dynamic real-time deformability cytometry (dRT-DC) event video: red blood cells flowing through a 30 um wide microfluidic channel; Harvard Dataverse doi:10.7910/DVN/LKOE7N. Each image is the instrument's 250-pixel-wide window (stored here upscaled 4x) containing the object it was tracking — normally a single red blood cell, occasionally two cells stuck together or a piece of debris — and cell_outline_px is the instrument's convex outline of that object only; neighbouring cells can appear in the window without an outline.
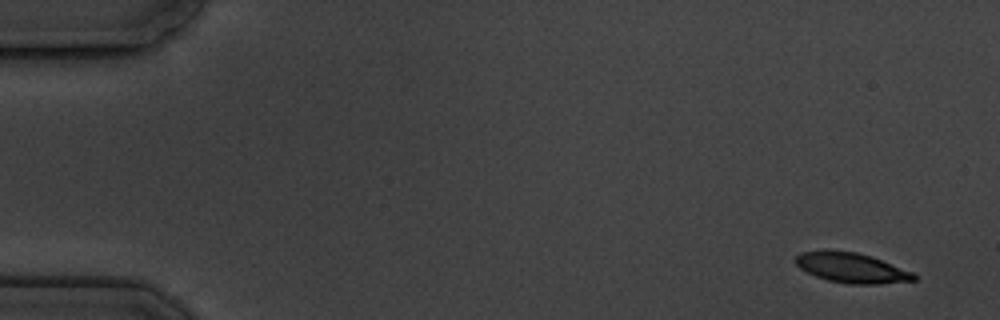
{"species": "common noctule bat (a hibernating species)", "species_latin": "Nyctalus noctula", "temperature_condition": "cold", "stored_images_in_passage": 5, "camera_frame_rate_fps": 3000, "um_per_image_px": 0.085, "animal": {"sex": "male", "body_mass_g": 19.5, "forearm_length_mm": 54.6}, "frame": {"image": 1, "passage_image": 1, "time_ms": 0.0, "image_size_px": [1000, 320], "cell_outline_px": [[916, 280], [880, 284], [848, 284], [828, 280], [816, 276], [800, 268], [796, 264], [796, 256], [800, 252], [828, 248], [856, 252], [872, 256], [912, 272], [916, 276]], "centroid_in_image_um": [72.35, 22.74], "position_along_channel_um": 12.7, "area_um2": 20.92}}
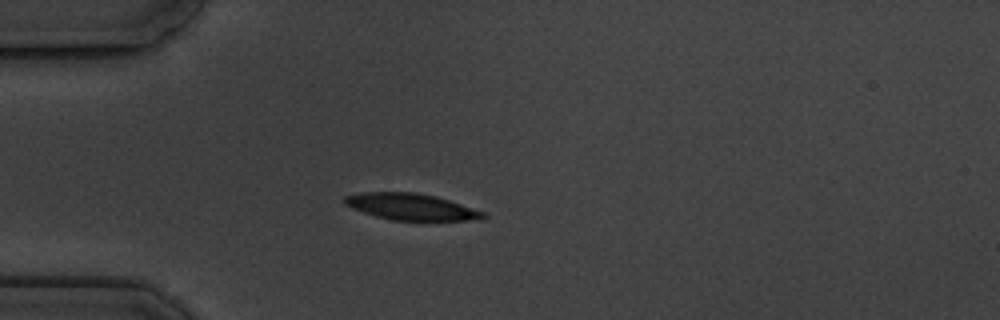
{"frame": {"image": 2, "passage_image": 5, "time_ms": 4.333, "image_size_px": [1000, 320], "cell_outline_px": [[488, 216], [484, 220], [392, 220], [376, 216], [352, 208], [344, 204], [344, 196], [360, 192], [416, 192], [436, 196], [484, 212]], "centroid_in_image_um": [34.94, 17.57], "position_along_channel_um": 50.1, "area_um2": 21.33}}